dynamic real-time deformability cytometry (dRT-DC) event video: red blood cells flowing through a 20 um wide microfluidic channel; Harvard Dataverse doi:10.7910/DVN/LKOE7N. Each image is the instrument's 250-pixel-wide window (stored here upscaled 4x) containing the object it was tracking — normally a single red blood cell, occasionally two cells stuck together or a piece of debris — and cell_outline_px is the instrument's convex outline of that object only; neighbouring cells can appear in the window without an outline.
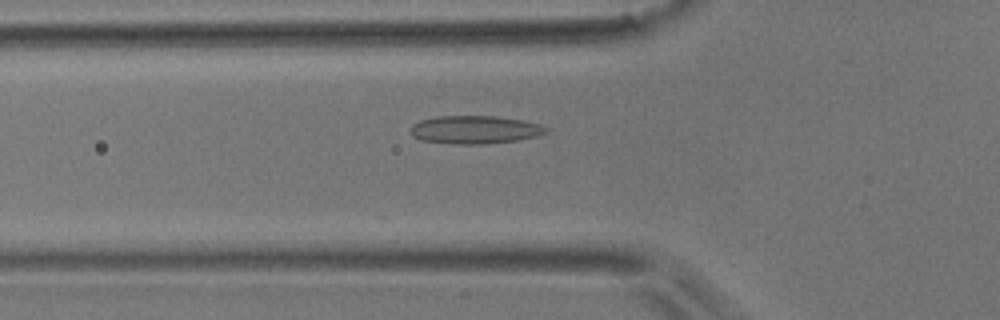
{"species": "common noctule bat (a hibernating species)", "species_latin": "Nyctalus noctula", "temperature_condition": "room temperature", "stored_images_in_passage": 28, "camera_frame_rate_fps": 3000, "um_per_image_px": 0.085, "animal": {"sex": "male", "body_mass_g": 17.9}, "frame": {"image": 1, "passage_image": 19, "time_ms": 6.0, "image_size_px": [1000, 320], "cell_outline_px": [[552, 128], [548, 132], [536, 136], [520, 140], [484, 144], [456, 144], [420, 140], [412, 136], [408, 132], [408, 128], [412, 124], [420, 120], [436, 116], [496, 116], [520, 120], [540, 124]], "centroid_in_image_um": [40.34, 11.02], "position_along_channel_um": 85.5, "area_um2": 22.54}}
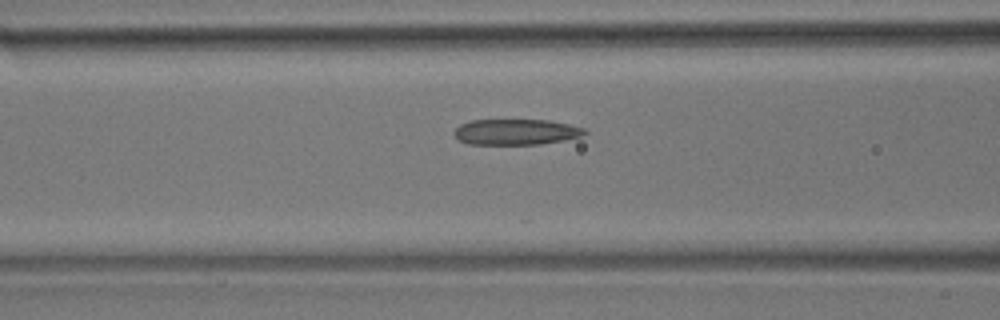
{"frame": {"image": 2, "passage_image": 22, "time_ms": 7.0, "image_size_px": [1000, 320], "cell_outline_px": [[588, 132], [580, 136], [564, 140], [540, 144], [468, 144], [460, 140], [452, 132], [460, 124], [468, 120], [548, 120], [568, 124], [584, 128]], "centroid_in_image_um": [43.84, 11.21], "position_along_channel_um": 122.8, "area_um2": 19.54}}
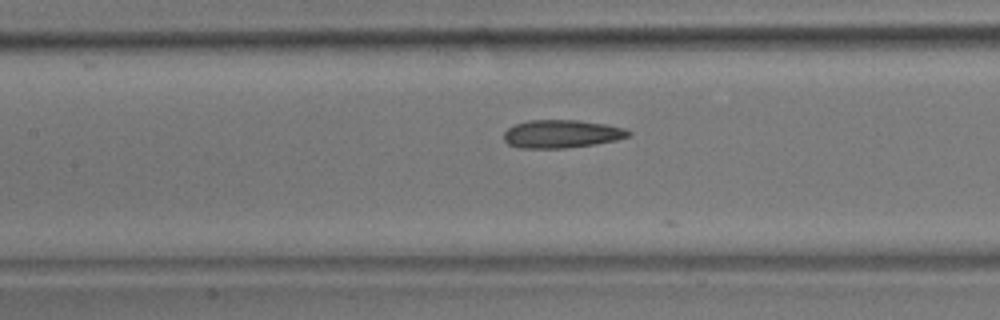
{"frame": {"image": 3, "passage_image": 25, "time_ms": 8.0, "image_size_px": [1000, 320], "cell_outline_px": [[632, 136], [616, 140], [596, 144], [568, 148], [520, 148], [508, 144], [504, 140], [504, 132], [508, 128], [516, 124], [528, 120], [580, 120], [604, 124], [624, 128], [632, 132]], "centroid_in_image_um": [47.76, 11.38], "position_along_channel_um": 159.6, "area_um2": 20.52}}